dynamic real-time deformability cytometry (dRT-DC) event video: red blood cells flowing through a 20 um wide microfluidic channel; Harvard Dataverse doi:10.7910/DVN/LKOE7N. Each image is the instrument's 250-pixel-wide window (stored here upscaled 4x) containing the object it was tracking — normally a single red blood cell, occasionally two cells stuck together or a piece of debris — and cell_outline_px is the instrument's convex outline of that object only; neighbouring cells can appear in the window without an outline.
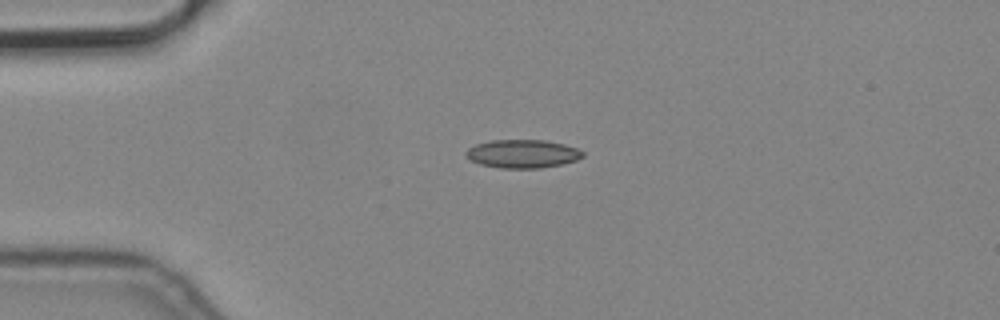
{"species": "common noctule bat (a hibernating species)", "species_latin": "Nyctalus noctula", "temperature_condition": "cold", "stored_images_in_passage": 2, "camera_frame_rate_fps": 3000, "um_per_image_px": 0.085, "animal": {"sex": "male", "body_mass_g": 19.2, "forearm_length_mm": 51.8}, "frame": {"image": 1, "passage_image": 1, "time_ms": 0.0, "image_size_px": [1000, 320], "cell_outline_px": [[584, 156], [576, 160], [560, 164], [540, 168], [500, 168], [480, 164], [464, 156], [464, 152], [468, 148], [476, 144], [492, 140], [544, 140], [564, 144], [576, 148], [584, 152]], "centroid_in_image_um": [44.39, 13.07], "position_along_channel_um": 40.6, "area_um2": 19.25}}